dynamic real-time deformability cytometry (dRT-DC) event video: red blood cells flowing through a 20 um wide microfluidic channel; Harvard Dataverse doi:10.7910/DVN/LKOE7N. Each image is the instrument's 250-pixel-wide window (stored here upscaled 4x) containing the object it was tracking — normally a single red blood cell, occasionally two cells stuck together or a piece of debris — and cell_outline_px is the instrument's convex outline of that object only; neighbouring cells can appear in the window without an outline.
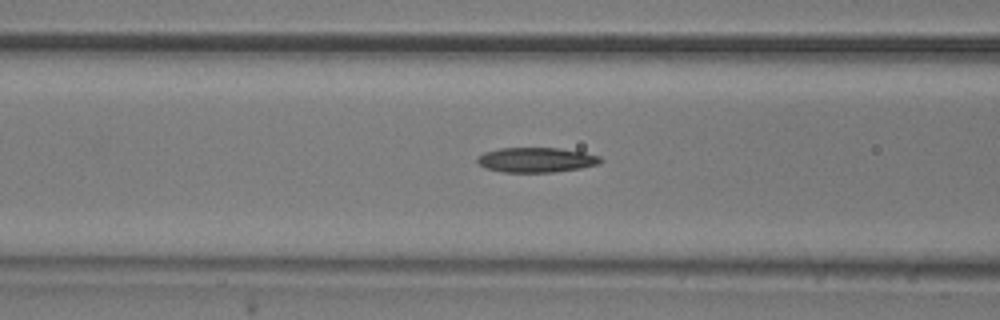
{"species": "common noctule bat (a hibernating species)", "species_latin": "Nyctalus noctula", "temperature_condition": "room temperature", "stored_images_in_passage": 42, "camera_frame_rate_fps": 3000, "um_per_image_px": 0.085, "animal": {"sex": "male", "body_mass_g": 20.5, "forearm_length_mm": 52.5}, "frame": {"image": 1, "passage_image": 21, "time_ms": 6.667, "image_size_px": [1000, 320], "cell_outline_px": [[604, 160], [600, 164], [580, 168], [552, 172], [504, 172], [484, 168], [476, 160], [484, 152], [500, 148], [560, 148], [584, 152], [600, 156]], "centroid_in_image_um": [45.62, 13.59], "position_along_channel_um": 121.0, "area_um2": 17.86}}
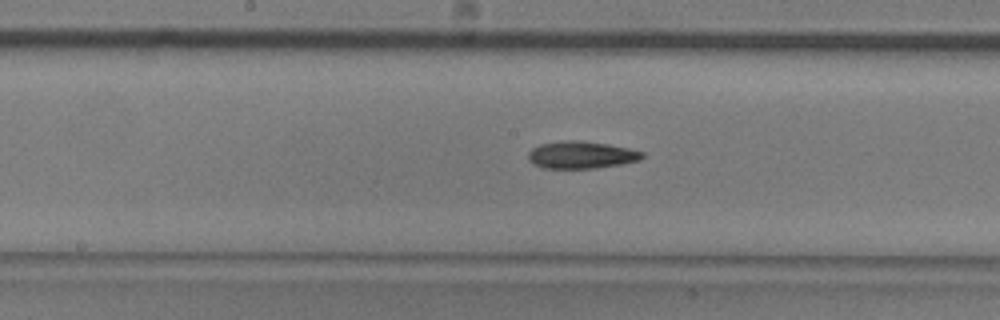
{"frame": {"image": 2, "passage_image": 27, "time_ms": 8.667, "image_size_px": [1000, 320], "cell_outline_px": [[644, 156], [640, 160], [620, 164], [596, 168], [544, 168], [532, 164], [528, 160], [528, 152], [532, 148], [540, 144], [564, 140], [580, 140], [608, 144], [628, 148], [644, 152]], "centroid_in_image_um": [49.38, 13.16], "position_along_channel_um": 198.8, "area_um2": 18.21}}
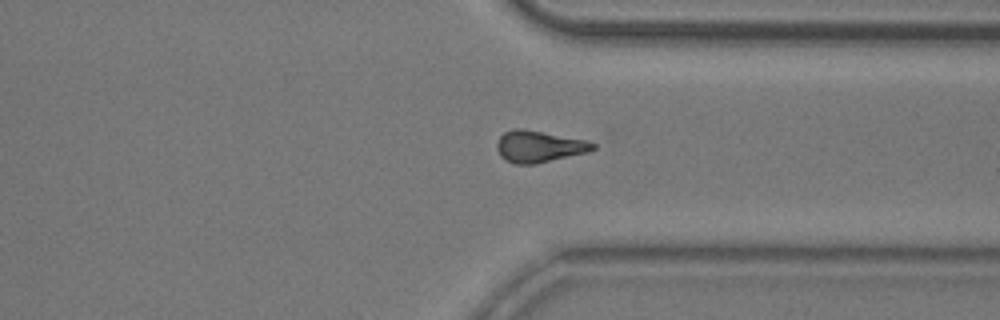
{"frame": {"image": 3, "passage_image": 40, "time_ms": 13.0, "image_size_px": [1000, 320], "cell_outline_px": [[596, 148], [588, 152], [536, 164], [516, 164], [504, 160], [500, 156], [496, 148], [496, 144], [500, 136], [504, 132], [512, 128], [520, 128], [584, 140], [596, 144]], "centroid_in_image_um": [45.77, 12.46], "position_along_channel_um": 365.6, "area_um2": 17.63}}